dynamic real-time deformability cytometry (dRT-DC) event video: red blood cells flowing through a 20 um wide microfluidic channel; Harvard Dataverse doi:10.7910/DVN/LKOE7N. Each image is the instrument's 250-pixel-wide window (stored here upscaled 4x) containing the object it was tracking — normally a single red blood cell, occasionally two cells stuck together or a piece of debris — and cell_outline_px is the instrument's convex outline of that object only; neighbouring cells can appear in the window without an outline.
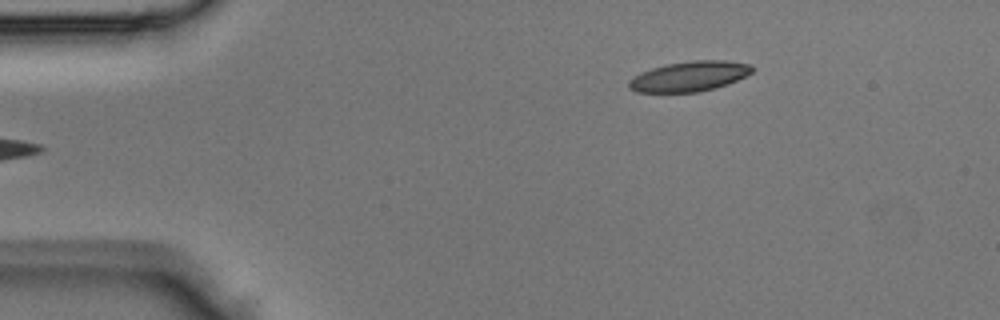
{"species": "Egyptian fruit bat (a non-hibernating species)", "species_latin": "Rousettus aegyptiacus", "temperature_condition": "room temperature", "stored_images_in_passage": 2, "camera_frame_rate_fps": 3000, "um_per_image_px": 0.085, "animal": {"sex": "male"}, "frame": {"image": 1, "passage_image": 2, "time_ms": 0.333, "image_size_px": [1000, 320], "cell_outline_px": [[756, 68], [752, 72], [728, 84], [700, 92], [636, 92], [628, 88], [628, 80], [632, 76], [640, 72], [664, 64], [692, 60], [724, 60], [752, 64]], "centroid_in_image_um": [58.58, 6.48], "position_along_channel_um": 26.4, "area_um2": 21.91}}